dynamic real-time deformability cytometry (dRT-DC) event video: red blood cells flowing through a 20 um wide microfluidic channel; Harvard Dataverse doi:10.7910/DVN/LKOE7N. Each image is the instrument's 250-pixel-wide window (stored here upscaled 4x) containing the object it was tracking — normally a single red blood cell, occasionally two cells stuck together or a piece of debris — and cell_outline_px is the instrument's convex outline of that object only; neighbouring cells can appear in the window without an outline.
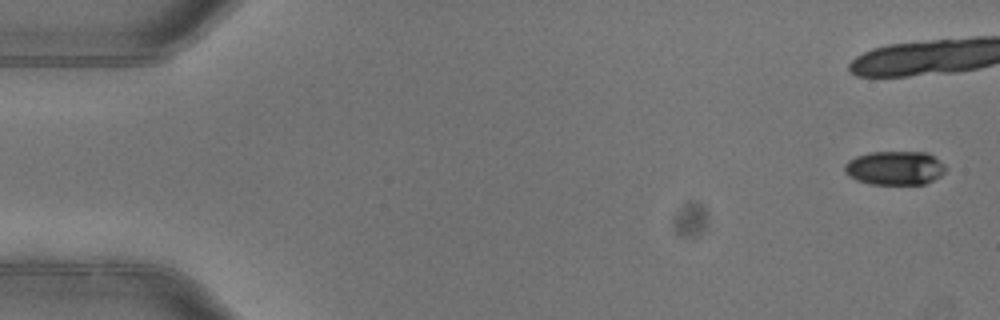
{"species": "common noctule bat (a hibernating species)", "species_latin": "Nyctalus noctula", "temperature_condition": "warm", "stored_images_in_passage": 6, "camera_frame_rate_fps": 3000, "um_per_image_px": 0.085, "animal": {"sex": "female"}, "frame": {"image": 1, "passage_image": 1, "time_ms": 0.0, "image_size_px": [1000, 320], "cell_outline_px": [[948, 168], [940, 176], [924, 184], [872, 184], [856, 180], [848, 176], [844, 172], [844, 164], [848, 160], [856, 156], [872, 152], [928, 152], [944, 164]], "centroid_in_image_um": [76.05, 14.28], "position_along_channel_um": 8.9, "area_um2": 20.06}}